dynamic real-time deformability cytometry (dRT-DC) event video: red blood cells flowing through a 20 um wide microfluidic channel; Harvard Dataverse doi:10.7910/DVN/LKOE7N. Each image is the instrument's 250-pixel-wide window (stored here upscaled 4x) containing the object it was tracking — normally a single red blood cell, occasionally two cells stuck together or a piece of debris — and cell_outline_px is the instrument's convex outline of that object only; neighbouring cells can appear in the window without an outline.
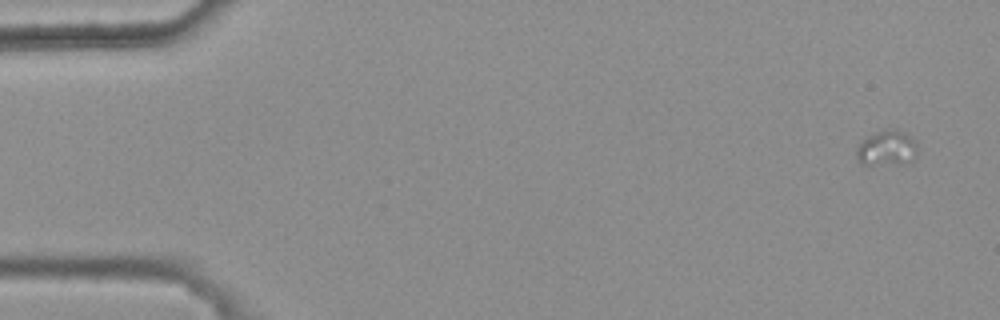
{"species": "common noctule bat (a hibernating species)", "species_latin": "Nyctalus noctula", "temperature_condition": "warm", "stored_images_in_passage": 4, "camera_frame_rate_fps": 3000, "um_per_image_px": 0.085, "animal": {"sex": "female", "body_mass_g": 25.1}, "frame": {"image": 1, "passage_image": 1, "time_ms": 0.0, "image_size_px": [1000, 320], "cell_outline_px": [[916, 156], [912, 160], [896, 164], [860, 164], [856, 160], [856, 148], [868, 136], [876, 132], [888, 128], [896, 128], [904, 132], [916, 140]], "centroid_in_image_um": [75.37, 12.58], "position_along_channel_um": 9.6, "area_um2": 12.6}}